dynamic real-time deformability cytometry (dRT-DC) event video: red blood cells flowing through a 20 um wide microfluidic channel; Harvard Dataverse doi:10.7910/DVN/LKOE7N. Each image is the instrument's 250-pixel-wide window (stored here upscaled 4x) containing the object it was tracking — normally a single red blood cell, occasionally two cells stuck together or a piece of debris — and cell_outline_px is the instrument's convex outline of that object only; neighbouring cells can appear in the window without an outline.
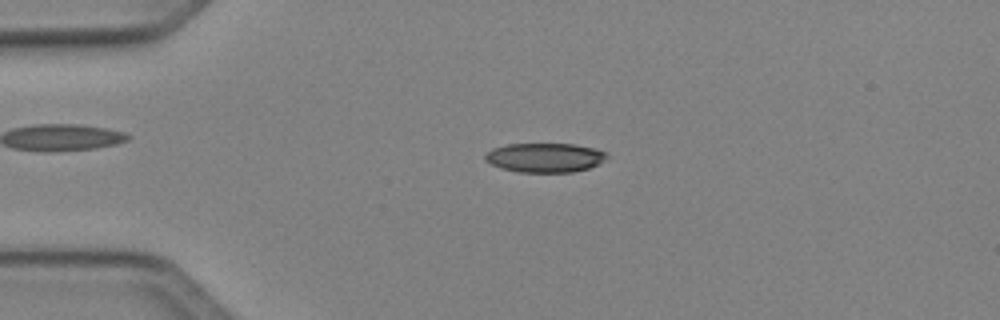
{"species": "Egyptian fruit bat (a non-hibernating species)", "species_latin": "Rousettus aegyptiacus", "temperature_condition": "cold", "stored_images_in_passage": 49, "camera_frame_rate_fps": 3000, "um_per_image_px": 0.085, "animal": {"sex": "female"}, "frame": {"image": 1, "passage_image": 11, "time_ms": 3.333, "image_size_px": [1000, 320], "cell_outline_px": [[608, 156], [604, 160], [588, 168], [572, 172], [520, 172], [500, 168], [484, 160], [484, 156], [492, 148], [508, 144], [572, 144], [592, 148], [608, 152]], "centroid_in_image_um": [46.29, 13.39], "position_along_channel_um": 38.7, "area_um2": 20.63}}
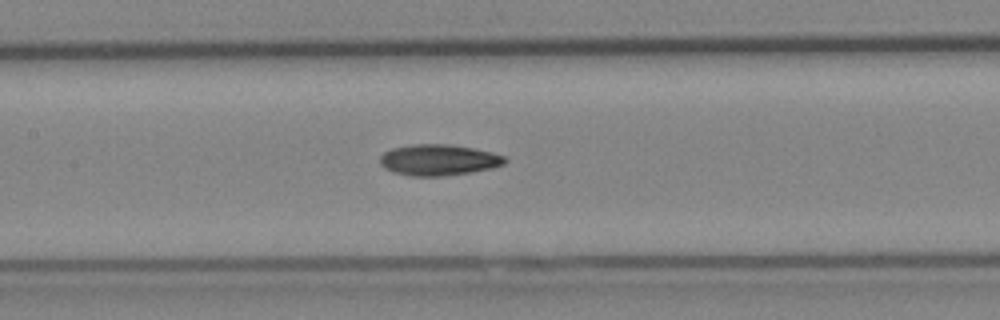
{"frame": {"image": 2, "passage_image": 23, "time_ms": 7.333, "image_size_px": [1000, 320], "cell_outline_px": [[508, 160], [504, 164], [492, 168], [468, 172], [440, 176], [412, 176], [392, 172], [384, 168], [380, 164], [380, 156], [384, 152], [392, 148], [412, 144], [448, 144], [472, 148], [492, 152], [508, 156]], "centroid_in_image_um": [37.28, 13.59], "position_along_channel_um": 170.1, "area_um2": 22.66}}
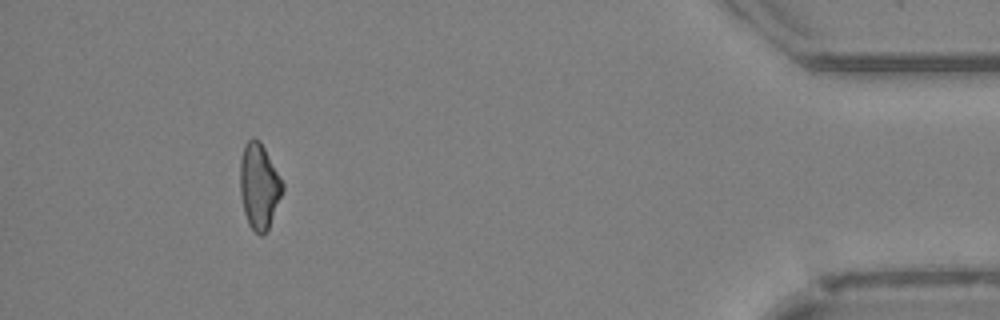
{"frame": {"image": 3, "passage_image": 45, "time_ms": 14.667, "image_size_px": [1000, 320], "cell_outline_px": [[284, 188], [268, 228], [260, 236], [248, 224], [244, 212], [240, 196], [240, 160], [244, 144], [252, 136], [260, 140], [284, 184]], "centroid_in_image_um": [22.0, 15.78], "position_along_channel_um": 413.2, "area_um2": 21.04}, "authors_computed_cell_mechanics": {"area_um2": 21.386, "velocity_mm_per_s": 4.1313, "shape_relaxation_time_tau1_ms": 11.1089, "shape_relaxation_time_tau2_ms": 8.761, "deformation_change_tau1": 0.2278, "deformation_change_tau2": 0.1922}}